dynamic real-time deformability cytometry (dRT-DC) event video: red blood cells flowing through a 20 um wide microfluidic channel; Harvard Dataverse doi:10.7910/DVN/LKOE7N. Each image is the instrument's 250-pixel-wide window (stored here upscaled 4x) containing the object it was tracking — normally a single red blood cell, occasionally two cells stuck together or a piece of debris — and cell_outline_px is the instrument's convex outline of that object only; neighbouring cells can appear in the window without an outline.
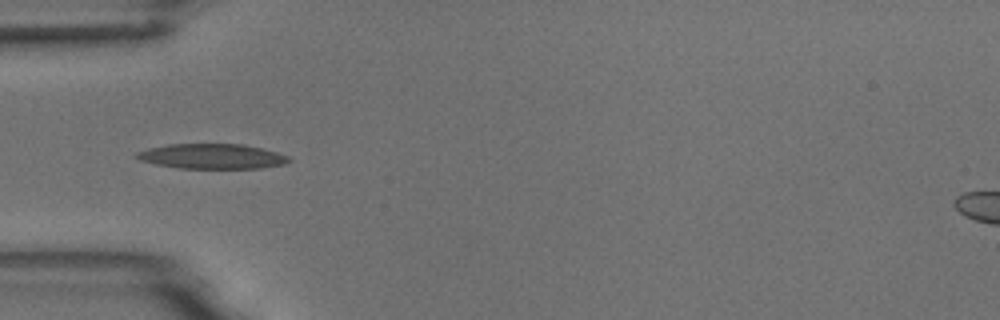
{"species": "common noctule bat (a hibernating species)", "species_latin": "Nyctalus noctula", "temperature_condition": "room temperature", "stored_images_in_passage": 6, "camera_frame_rate_fps": 3000, "um_per_image_px": 0.085, "animal": {"sex": "male", "body_mass_g": 18.8}, "frame": {"image": 1, "passage_image": 4, "time_ms": 4.333, "image_size_px": [1000, 320], "cell_outline_px": [[292, 160], [284, 164], [260, 168], [180, 168], [156, 164], [140, 160], [132, 156], [136, 152], [148, 148], [168, 144], [244, 144], [276, 152], [288, 156]], "centroid_in_image_um": [17.99, 13.28], "position_along_channel_um": 67.0, "area_um2": 22.14}}